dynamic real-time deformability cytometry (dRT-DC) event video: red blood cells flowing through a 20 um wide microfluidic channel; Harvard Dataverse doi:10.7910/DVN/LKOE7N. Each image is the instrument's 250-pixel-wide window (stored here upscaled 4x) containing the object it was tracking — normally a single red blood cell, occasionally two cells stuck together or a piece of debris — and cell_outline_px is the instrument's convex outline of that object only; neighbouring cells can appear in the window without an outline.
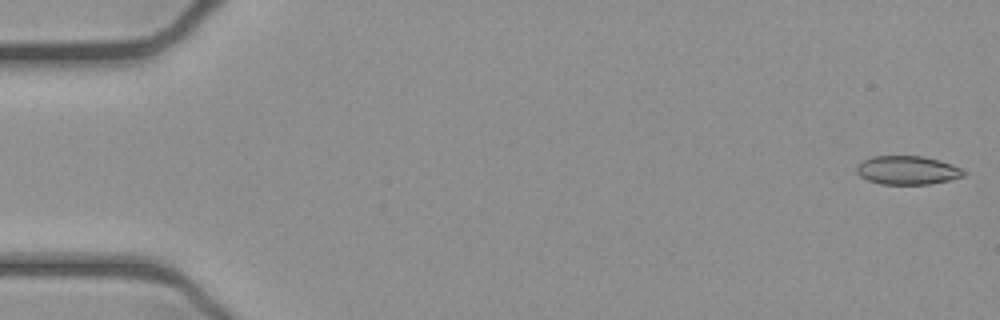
{"species": "common noctule bat (a hibernating species)", "species_latin": "Nyctalus noctula", "temperature_condition": "cold", "stored_images_in_passage": 12, "camera_frame_rate_fps": 3000, "um_per_image_px": 0.085, "animal": {"sex": "female", "body_mass_g": 21.9}, "frame": {"image": 1, "passage_image": 1, "time_ms": 0.0, "image_size_px": [1000, 320], "cell_outline_px": [[968, 172], [964, 176], [948, 180], [928, 184], [880, 184], [868, 180], [860, 176], [856, 172], [856, 164], [872, 156], [924, 156], [940, 160], [952, 164]], "centroid_in_image_um": [77.12, 14.46], "position_along_channel_um": 7.9, "area_um2": 17.98}}